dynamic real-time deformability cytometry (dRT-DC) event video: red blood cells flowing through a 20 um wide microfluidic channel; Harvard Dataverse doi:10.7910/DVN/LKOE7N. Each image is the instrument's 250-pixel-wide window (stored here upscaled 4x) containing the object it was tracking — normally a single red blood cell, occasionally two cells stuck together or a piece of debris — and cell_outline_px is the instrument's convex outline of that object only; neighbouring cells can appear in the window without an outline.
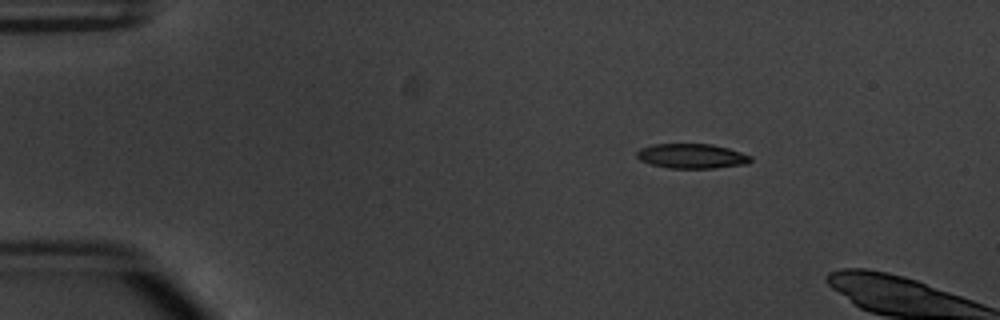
{"species": "common noctule bat (a hibernating species)", "species_latin": "Nyctalus noctula", "temperature_condition": "warm", "stored_images_in_passage": 5, "camera_frame_rate_fps": 3000, "um_per_image_px": 0.085, "animal": {"sex": "male", "body_mass_g": 20.1, "forearm_length_mm": 53.5}, "frame": {"image": 1, "passage_image": 1, "time_ms": 0.0, "image_size_px": [1000, 320], "cell_outline_px": [[752, 160], [748, 164], [716, 168], [668, 168], [652, 164], [640, 160], [636, 156], [636, 152], [640, 148], [652, 144], [712, 144], [728, 148], [752, 156]], "centroid_in_image_um": [58.81, 13.26], "position_along_channel_um": 26.2, "area_um2": 16.47}}